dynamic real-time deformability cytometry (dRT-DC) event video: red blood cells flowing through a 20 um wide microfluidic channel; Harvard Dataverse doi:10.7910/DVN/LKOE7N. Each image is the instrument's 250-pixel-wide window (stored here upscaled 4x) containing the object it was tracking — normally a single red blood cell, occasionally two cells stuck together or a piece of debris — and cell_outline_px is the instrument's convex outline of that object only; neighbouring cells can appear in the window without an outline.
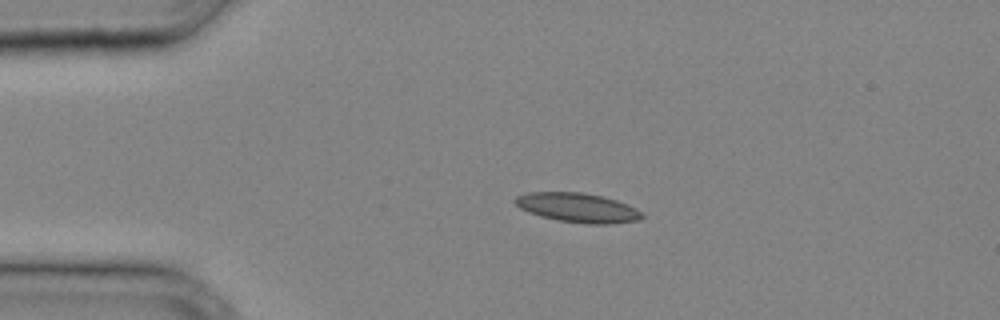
{"species": "common noctule bat (a hibernating species)", "species_latin": "Nyctalus noctula", "temperature_condition": "cold", "stored_images_in_passage": 28, "camera_frame_rate_fps": 3000, "um_per_image_px": 0.085, "animal": {"sex": "male", "body_mass_g": 20.4}, "frame": {"image": 1, "passage_image": 1, "time_ms": 0.0, "image_size_px": [1000, 320], "cell_outline_px": [[644, 216], [640, 220], [612, 224], [584, 224], [556, 220], [540, 216], [528, 212], [520, 208], [512, 200], [516, 196], [528, 192], [580, 192], [600, 196], [616, 200], [628, 204], [636, 208]], "centroid_in_image_um": [49.09, 17.66], "position_along_channel_um": 35.9, "area_um2": 21.85}}
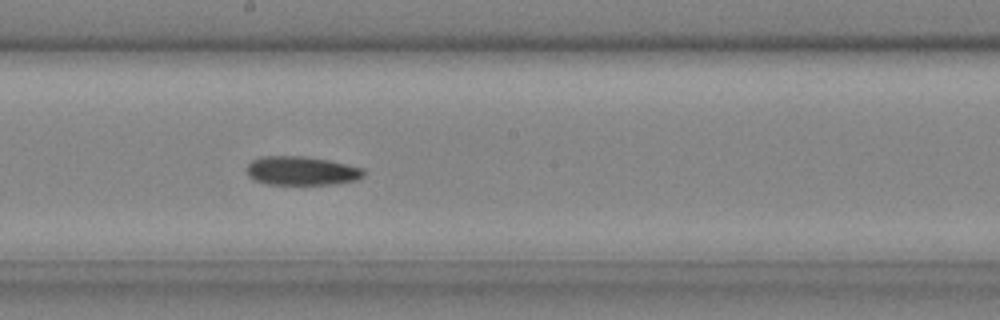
{"frame": {"image": 2, "passage_image": 13, "time_ms": 4.0, "image_size_px": [1000, 320], "cell_outline_px": [[364, 176], [356, 180], [328, 184], [268, 184], [256, 180], [248, 176], [244, 168], [252, 160], [260, 156], [304, 156], [328, 160], [364, 168]], "centroid_in_image_um": [25.59, 14.51], "position_along_channel_um": 222.6, "area_um2": 19.65}}
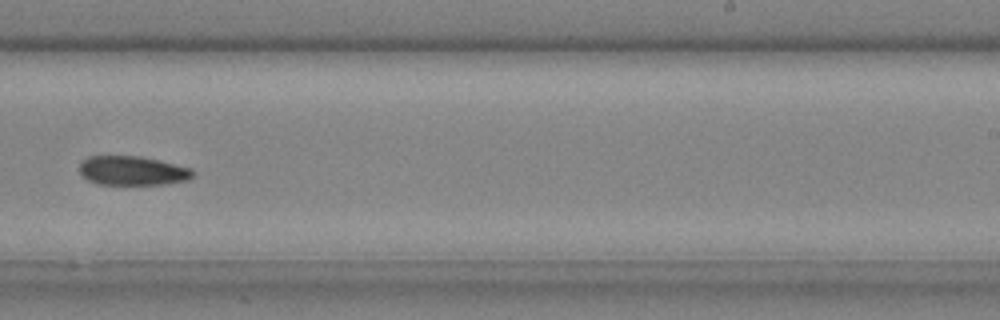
{"frame": {"image": 3, "passage_image": 16, "time_ms": 5.0, "image_size_px": [1000, 320], "cell_outline_px": [[192, 176], [188, 180], [160, 184], [100, 184], [88, 180], [80, 172], [80, 164], [88, 156], [140, 156], [160, 160], [192, 168]], "centroid_in_image_um": [11.26, 14.5], "position_along_channel_um": 277.7, "area_um2": 19.07}}